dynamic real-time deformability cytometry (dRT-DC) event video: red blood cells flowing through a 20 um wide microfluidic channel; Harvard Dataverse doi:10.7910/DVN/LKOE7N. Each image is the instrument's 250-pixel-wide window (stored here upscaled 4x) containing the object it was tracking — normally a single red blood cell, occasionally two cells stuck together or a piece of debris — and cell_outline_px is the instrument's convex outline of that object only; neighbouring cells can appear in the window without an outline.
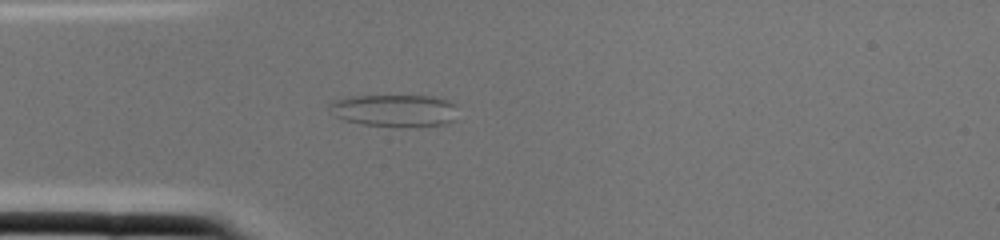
{"species": "common noctule bat (a hibernating species)", "species_latin": "Nyctalus noctula", "temperature_condition": "cold", "stored_images_in_passage": 1, "camera_frame_rate_fps": 3000, "um_per_image_px": 0.085, "animal": {"sex": "female", "body_mass_g": 22.0, "forearm_length_mm": 56.7}, "frame": {"image": 1, "passage_image": 1, "time_ms": 0.0, "image_size_px": [1000, 240], "cell_outline_px": [[456, 120], [444, 124], [400, 128], [360, 124], [344, 120], [336, 116], [328, 108], [328, 104], [336, 100], [356, 96], [432, 96], [448, 100], [456, 104]], "centroid_in_image_um": [33.58, 9.41], "position_along_channel_um": 51.4, "area_um2": 24.45}}